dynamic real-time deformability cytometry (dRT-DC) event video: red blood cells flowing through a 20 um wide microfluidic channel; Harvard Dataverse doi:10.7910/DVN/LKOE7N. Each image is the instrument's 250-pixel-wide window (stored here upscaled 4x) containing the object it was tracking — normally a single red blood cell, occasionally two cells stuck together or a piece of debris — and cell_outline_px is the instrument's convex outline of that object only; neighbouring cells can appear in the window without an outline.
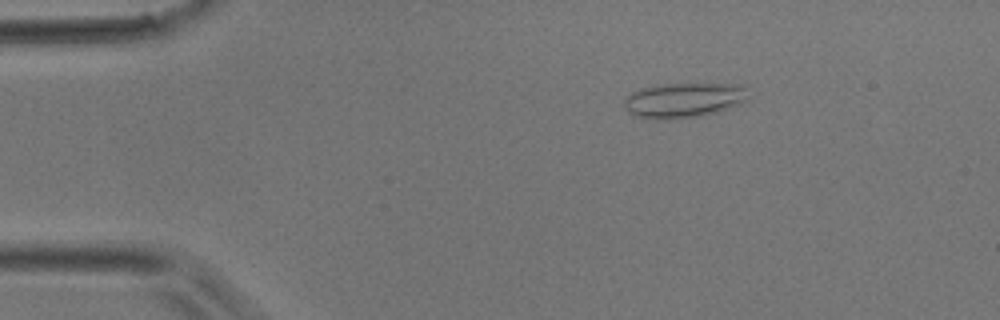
{"species": "common noctule bat (a hibernating species)", "species_latin": "Nyctalus noctula", "temperature_condition": "room temperature", "stored_images_in_passage": 4, "camera_frame_rate_fps": 3000, "um_per_image_px": 0.085, "animal": {"sex": "male", "body_mass_g": 17.9}, "frame": {"image": 1, "passage_image": 2, "time_ms": 0.333, "image_size_px": [1000, 320], "cell_outline_px": [[748, 100], [740, 104], [716, 112], [700, 116], [668, 120], [652, 120], [632, 116], [628, 112], [624, 104], [624, 100], [632, 92], [656, 84], [744, 84]], "centroid_in_image_um": [58.09, 8.53], "position_along_channel_um": 26.9, "area_um2": 25.55}}